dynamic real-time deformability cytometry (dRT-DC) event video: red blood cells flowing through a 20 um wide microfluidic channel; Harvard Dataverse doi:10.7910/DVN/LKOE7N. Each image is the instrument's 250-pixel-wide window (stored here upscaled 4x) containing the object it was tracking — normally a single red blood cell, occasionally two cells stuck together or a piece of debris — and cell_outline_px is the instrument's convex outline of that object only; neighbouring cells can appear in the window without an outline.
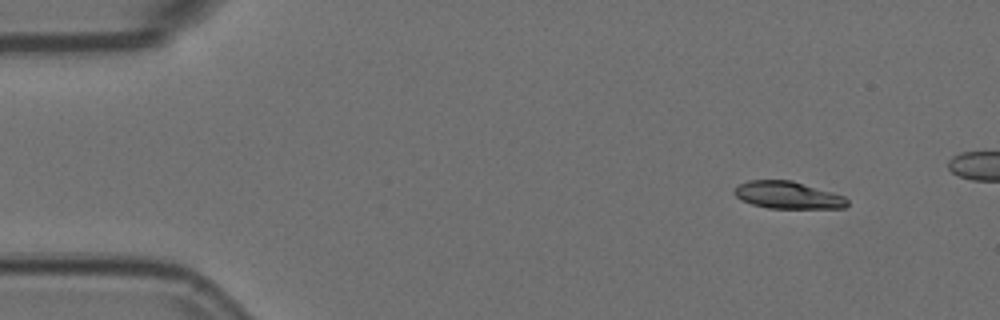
{"species": "Egyptian fruit bat (a non-hibernating species)", "species_latin": "Rousettus aegyptiacus", "temperature_condition": "room temperature", "stored_images_in_passage": 5, "camera_frame_rate_fps": 3000, "um_per_image_px": 0.085, "animal": {"sex": "female"}, "frame": {"image": 1, "passage_image": 1, "time_ms": 0.0, "image_size_px": [1000, 320], "cell_outline_px": [[848, 204], [844, 208], [768, 208], [752, 204], [740, 200], [732, 192], [740, 184], [748, 180], [792, 180], [832, 192], [844, 196], [848, 200]], "centroid_in_image_um": [66.95, 16.58], "position_along_channel_um": 18.0, "area_um2": 17.92}}